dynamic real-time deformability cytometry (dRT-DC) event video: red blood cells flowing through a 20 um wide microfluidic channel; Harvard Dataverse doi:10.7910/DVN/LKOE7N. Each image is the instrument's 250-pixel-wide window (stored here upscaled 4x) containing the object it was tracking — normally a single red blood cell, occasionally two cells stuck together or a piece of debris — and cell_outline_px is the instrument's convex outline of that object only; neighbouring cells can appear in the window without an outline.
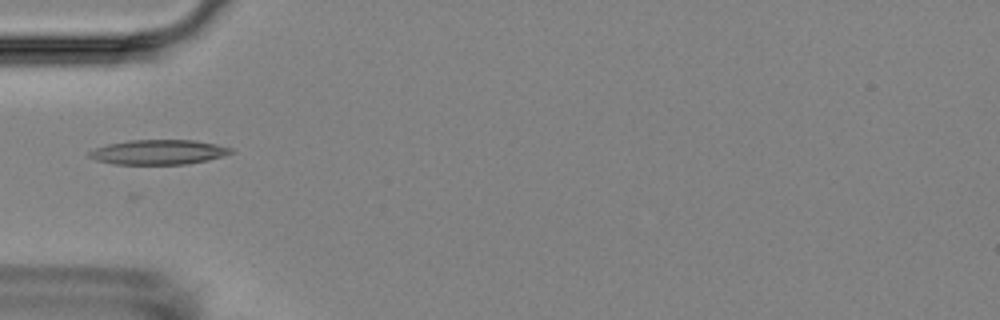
{"species": "Egyptian fruit bat (a non-hibernating species)", "species_latin": "Rousettus aegyptiacus", "temperature_condition": "room temperature", "stored_images_in_passage": 4, "camera_frame_rate_fps": 3000, "um_per_image_px": 0.085, "animal": {"sex": "female"}, "frame": {"image": 1, "passage_image": 4, "time_ms": 4.0, "image_size_px": [1000, 320], "cell_outline_px": [[236, 152], [224, 156], [208, 160], [188, 164], [116, 164], [96, 160], [88, 156], [88, 152], [96, 148], [108, 144], [128, 140], [196, 140], [216, 144], [232, 148]], "centroid_in_image_um": [13.52, 12.93], "position_along_channel_um": 71.5, "area_um2": 20.52}}